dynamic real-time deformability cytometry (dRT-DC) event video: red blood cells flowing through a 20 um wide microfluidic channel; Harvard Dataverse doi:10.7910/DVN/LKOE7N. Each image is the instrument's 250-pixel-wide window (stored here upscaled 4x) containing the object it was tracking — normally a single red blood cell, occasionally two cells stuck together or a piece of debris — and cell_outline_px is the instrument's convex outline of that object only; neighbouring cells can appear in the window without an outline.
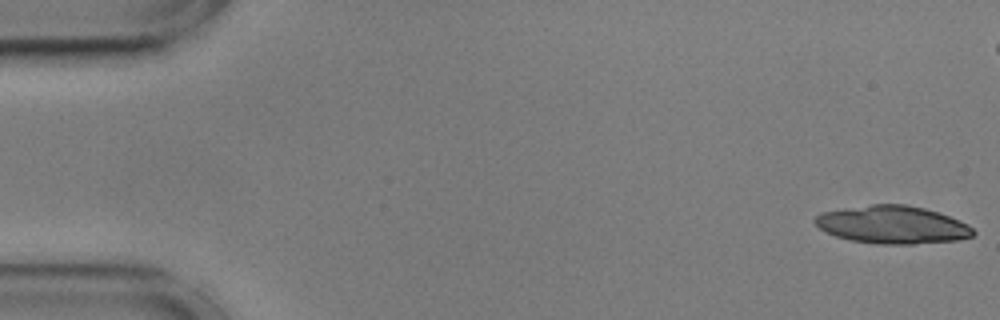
{"species": "common noctule bat (a hibernating species)", "species_latin": "Nyctalus noctula", "temperature_condition": "cold", "stored_images_in_passage": 18, "camera_frame_rate_fps": 3000, "um_per_image_px": 0.085, "animal": {"sex": "male", "body_mass_g": 17.9, "forearm_length_mm": 54.2}, "frame": {"image": 1, "passage_image": 1, "time_ms": 0.0, "image_size_px": [1000, 320], "cell_outline_px": [[976, 232], [972, 236], [956, 240], [916, 244], [876, 244], [848, 240], [836, 236], [820, 228], [812, 220], [820, 212], [844, 208], [872, 204], [904, 204], [924, 208], [948, 216], [968, 224]], "centroid_in_image_um": [75.83, 19.1], "position_along_channel_um": 9.2, "area_um2": 34.85}}